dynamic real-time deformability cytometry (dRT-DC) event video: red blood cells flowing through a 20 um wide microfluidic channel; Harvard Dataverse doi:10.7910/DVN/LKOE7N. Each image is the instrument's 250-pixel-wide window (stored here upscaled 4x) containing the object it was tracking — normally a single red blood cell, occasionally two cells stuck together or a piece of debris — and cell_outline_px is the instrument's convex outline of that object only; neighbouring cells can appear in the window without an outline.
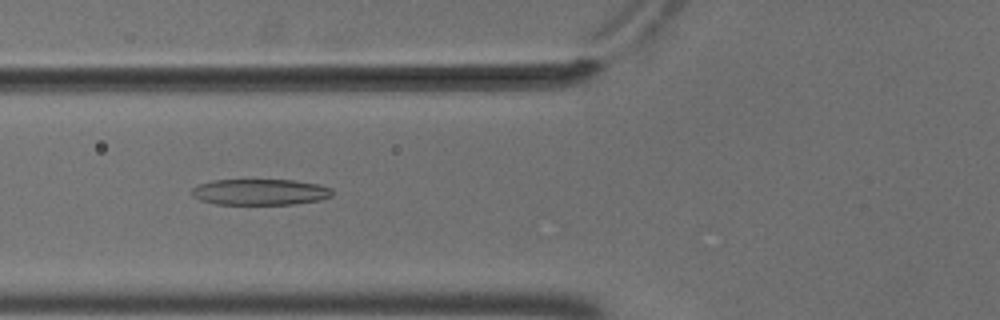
{"species": "common noctule bat (a hibernating species)", "species_latin": "Nyctalus noctula", "temperature_condition": "cold", "stored_images_in_passage": 7, "camera_frame_rate_fps": 3000, "um_per_image_px": 0.085, "animal": {"sex": "male", "body_mass_g": 18.8}, "frame": {"image": 1, "passage_image": 6, "time_ms": 1.667, "image_size_px": [1000, 320], "cell_outline_px": [[332, 196], [320, 200], [296, 204], [216, 204], [200, 200], [192, 196], [192, 188], [196, 184], [212, 180], [296, 180], [320, 184], [332, 188]], "centroid_in_image_um": [22.11, 16.31], "position_along_channel_um": 103.7, "area_um2": 21.56}}
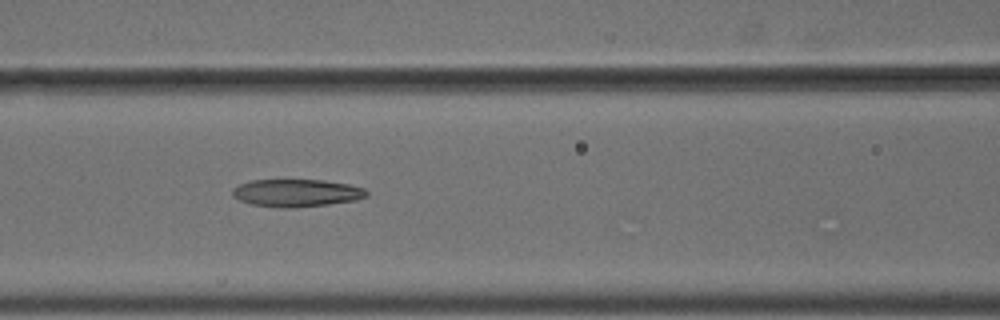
{"frame": {"image": 2, "passage_image": 7, "time_ms": 2.0, "image_size_px": [1000, 320], "cell_outline_px": [[368, 196], [356, 200], [328, 204], [292, 208], [284, 208], [252, 204], [240, 200], [232, 196], [232, 188], [240, 184], [252, 180], [324, 180], [348, 184], [364, 188], [368, 192]], "centroid_in_image_um": [25.21, 16.4], "position_along_channel_um": 141.4, "area_um2": 21.5}}